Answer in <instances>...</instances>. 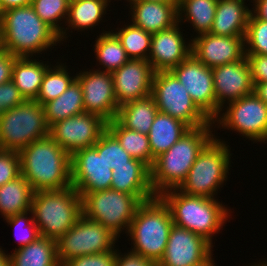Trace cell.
<instances>
[{
    "mask_svg": "<svg viewBox=\"0 0 267 266\" xmlns=\"http://www.w3.org/2000/svg\"><path fill=\"white\" fill-rule=\"evenodd\" d=\"M59 42V34L41 20L31 5L0 13L1 49L16 57L32 58Z\"/></svg>",
    "mask_w": 267,
    "mask_h": 266,
    "instance_id": "obj_1",
    "label": "cell"
},
{
    "mask_svg": "<svg viewBox=\"0 0 267 266\" xmlns=\"http://www.w3.org/2000/svg\"><path fill=\"white\" fill-rule=\"evenodd\" d=\"M19 155L21 175L34 192L72 186L71 155L50 136L22 148Z\"/></svg>",
    "mask_w": 267,
    "mask_h": 266,
    "instance_id": "obj_2",
    "label": "cell"
},
{
    "mask_svg": "<svg viewBox=\"0 0 267 266\" xmlns=\"http://www.w3.org/2000/svg\"><path fill=\"white\" fill-rule=\"evenodd\" d=\"M215 126L190 128L169 150L155 158L150 168V183L156 196L181 185L196 158L217 137L212 133Z\"/></svg>",
    "mask_w": 267,
    "mask_h": 266,
    "instance_id": "obj_3",
    "label": "cell"
},
{
    "mask_svg": "<svg viewBox=\"0 0 267 266\" xmlns=\"http://www.w3.org/2000/svg\"><path fill=\"white\" fill-rule=\"evenodd\" d=\"M159 197L168 206L174 225L201 235L211 244L213 235L231 218V209L218 199L187 195L177 188L166 190Z\"/></svg>",
    "mask_w": 267,
    "mask_h": 266,
    "instance_id": "obj_4",
    "label": "cell"
},
{
    "mask_svg": "<svg viewBox=\"0 0 267 266\" xmlns=\"http://www.w3.org/2000/svg\"><path fill=\"white\" fill-rule=\"evenodd\" d=\"M172 226L169 208L159 196L142 202L127 233L134 246L131 252L158 264L164 256Z\"/></svg>",
    "mask_w": 267,
    "mask_h": 266,
    "instance_id": "obj_5",
    "label": "cell"
},
{
    "mask_svg": "<svg viewBox=\"0 0 267 266\" xmlns=\"http://www.w3.org/2000/svg\"><path fill=\"white\" fill-rule=\"evenodd\" d=\"M33 220L40 236L58 240L82 215V198L73 186L34 192Z\"/></svg>",
    "mask_w": 267,
    "mask_h": 266,
    "instance_id": "obj_6",
    "label": "cell"
},
{
    "mask_svg": "<svg viewBox=\"0 0 267 266\" xmlns=\"http://www.w3.org/2000/svg\"><path fill=\"white\" fill-rule=\"evenodd\" d=\"M229 147L225 141L215 137L196 158L177 189L187 195L215 199L229 175L232 156Z\"/></svg>",
    "mask_w": 267,
    "mask_h": 266,
    "instance_id": "obj_7",
    "label": "cell"
},
{
    "mask_svg": "<svg viewBox=\"0 0 267 266\" xmlns=\"http://www.w3.org/2000/svg\"><path fill=\"white\" fill-rule=\"evenodd\" d=\"M49 133L44 108L35 100H26L0 114L1 149L20 151Z\"/></svg>",
    "mask_w": 267,
    "mask_h": 266,
    "instance_id": "obj_8",
    "label": "cell"
},
{
    "mask_svg": "<svg viewBox=\"0 0 267 266\" xmlns=\"http://www.w3.org/2000/svg\"><path fill=\"white\" fill-rule=\"evenodd\" d=\"M81 198L82 215L101 223L118 238L121 232L128 233L141 204L135 196L113 189L85 193Z\"/></svg>",
    "mask_w": 267,
    "mask_h": 266,
    "instance_id": "obj_9",
    "label": "cell"
},
{
    "mask_svg": "<svg viewBox=\"0 0 267 266\" xmlns=\"http://www.w3.org/2000/svg\"><path fill=\"white\" fill-rule=\"evenodd\" d=\"M151 95L158 111L182 121L189 128L214 125L193 102L186 87L171 71L155 72Z\"/></svg>",
    "mask_w": 267,
    "mask_h": 266,
    "instance_id": "obj_10",
    "label": "cell"
},
{
    "mask_svg": "<svg viewBox=\"0 0 267 266\" xmlns=\"http://www.w3.org/2000/svg\"><path fill=\"white\" fill-rule=\"evenodd\" d=\"M118 239L101 223L81 215L77 222L56 240L58 261L62 266L74 257L117 250L114 245Z\"/></svg>",
    "mask_w": 267,
    "mask_h": 266,
    "instance_id": "obj_11",
    "label": "cell"
},
{
    "mask_svg": "<svg viewBox=\"0 0 267 266\" xmlns=\"http://www.w3.org/2000/svg\"><path fill=\"white\" fill-rule=\"evenodd\" d=\"M213 123L217 128L233 130L251 141L267 143V104L254 92L225 105Z\"/></svg>",
    "mask_w": 267,
    "mask_h": 266,
    "instance_id": "obj_12",
    "label": "cell"
},
{
    "mask_svg": "<svg viewBox=\"0 0 267 266\" xmlns=\"http://www.w3.org/2000/svg\"><path fill=\"white\" fill-rule=\"evenodd\" d=\"M107 129V121L102 117L84 112L58 121L50 127L49 136L66 152L93 147Z\"/></svg>",
    "mask_w": 267,
    "mask_h": 266,
    "instance_id": "obj_13",
    "label": "cell"
},
{
    "mask_svg": "<svg viewBox=\"0 0 267 266\" xmlns=\"http://www.w3.org/2000/svg\"><path fill=\"white\" fill-rule=\"evenodd\" d=\"M171 72L186 87L197 107L213 121L216 118V97L212 68L205 66L191 53Z\"/></svg>",
    "mask_w": 267,
    "mask_h": 266,
    "instance_id": "obj_14",
    "label": "cell"
},
{
    "mask_svg": "<svg viewBox=\"0 0 267 266\" xmlns=\"http://www.w3.org/2000/svg\"><path fill=\"white\" fill-rule=\"evenodd\" d=\"M112 175L110 164L94 147L79 149L71 155L72 186L81 197L111 189Z\"/></svg>",
    "mask_w": 267,
    "mask_h": 266,
    "instance_id": "obj_15",
    "label": "cell"
},
{
    "mask_svg": "<svg viewBox=\"0 0 267 266\" xmlns=\"http://www.w3.org/2000/svg\"><path fill=\"white\" fill-rule=\"evenodd\" d=\"M76 79L83 91L85 112L96 114L109 122L116 119L119 109L114 93L112 74L99 69L80 71Z\"/></svg>",
    "mask_w": 267,
    "mask_h": 266,
    "instance_id": "obj_16",
    "label": "cell"
},
{
    "mask_svg": "<svg viewBox=\"0 0 267 266\" xmlns=\"http://www.w3.org/2000/svg\"><path fill=\"white\" fill-rule=\"evenodd\" d=\"M212 247L201 235L173 224L164 256L157 266H198L214 255Z\"/></svg>",
    "mask_w": 267,
    "mask_h": 266,
    "instance_id": "obj_17",
    "label": "cell"
},
{
    "mask_svg": "<svg viewBox=\"0 0 267 266\" xmlns=\"http://www.w3.org/2000/svg\"><path fill=\"white\" fill-rule=\"evenodd\" d=\"M216 97V117L225 111V104L234 102L254 91L247 58L212 68ZM223 109V110H222Z\"/></svg>",
    "mask_w": 267,
    "mask_h": 266,
    "instance_id": "obj_18",
    "label": "cell"
},
{
    "mask_svg": "<svg viewBox=\"0 0 267 266\" xmlns=\"http://www.w3.org/2000/svg\"><path fill=\"white\" fill-rule=\"evenodd\" d=\"M244 37L196 34L190 39L191 53L209 68L240 61L246 58Z\"/></svg>",
    "mask_w": 267,
    "mask_h": 266,
    "instance_id": "obj_19",
    "label": "cell"
},
{
    "mask_svg": "<svg viewBox=\"0 0 267 266\" xmlns=\"http://www.w3.org/2000/svg\"><path fill=\"white\" fill-rule=\"evenodd\" d=\"M111 74L119 105L151 95L155 71L148 60L129 59Z\"/></svg>",
    "mask_w": 267,
    "mask_h": 266,
    "instance_id": "obj_20",
    "label": "cell"
},
{
    "mask_svg": "<svg viewBox=\"0 0 267 266\" xmlns=\"http://www.w3.org/2000/svg\"><path fill=\"white\" fill-rule=\"evenodd\" d=\"M179 26L152 34L148 61L155 72L171 71L191 54L192 42H186Z\"/></svg>",
    "mask_w": 267,
    "mask_h": 266,
    "instance_id": "obj_21",
    "label": "cell"
},
{
    "mask_svg": "<svg viewBox=\"0 0 267 266\" xmlns=\"http://www.w3.org/2000/svg\"><path fill=\"white\" fill-rule=\"evenodd\" d=\"M130 5V20L135 26L154 34L178 23V3L126 0Z\"/></svg>",
    "mask_w": 267,
    "mask_h": 266,
    "instance_id": "obj_22",
    "label": "cell"
},
{
    "mask_svg": "<svg viewBox=\"0 0 267 266\" xmlns=\"http://www.w3.org/2000/svg\"><path fill=\"white\" fill-rule=\"evenodd\" d=\"M111 189L135 196L141 203L156 197L150 183V168L138 159L112 170Z\"/></svg>",
    "mask_w": 267,
    "mask_h": 266,
    "instance_id": "obj_23",
    "label": "cell"
},
{
    "mask_svg": "<svg viewBox=\"0 0 267 266\" xmlns=\"http://www.w3.org/2000/svg\"><path fill=\"white\" fill-rule=\"evenodd\" d=\"M245 0H218L210 33L220 36H245L251 9Z\"/></svg>",
    "mask_w": 267,
    "mask_h": 266,
    "instance_id": "obj_24",
    "label": "cell"
},
{
    "mask_svg": "<svg viewBox=\"0 0 267 266\" xmlns=\"http://www.w3.org/2000/svg\"><path fill=\"white\" fill-rule=\"evenodd\" d=\"M189 129L182 121L158 111L147 134L152 153V166L155 158L169 150Z\"/></svg>",
    "mask_w": 267,
    "mask_h": 266,
    "instance_id": "obj_25",
    "label": "cell"
},
{
    "mask_svg": "<svg viewBox=\"0 0 267 266\" xmlns=\"http://www.w3.org/2000/svg\"><path fill=\"white\" fill-rule=\"evenodd\" d=\"M32 57H17L12 67L11 80L26 100H35L39 94L41 83L46 73L48 61ZM42 61V62H41Z\"/></svg>",
    "mask_w": 267,
    "mask_h": 266,
    "instance_id": "obj_26",
    "label": "cell"
},
{
    "mask_svg": "<svg viewBox=\"0 0 267 266\" xmlns=\"http://www.w3.org/2000/svg\"><path fill=\"white\" fill-rule=\"evenodd\" d=\"M111 0H72L69 4L68 17L66 20V29L59 34L60 41L66 40L69 34L67 29L84 31L93 29L105 15L107 6ZM70 27V28H69ZM67 35V36H66Z\"/></svg>",
    "mask_w": 267,
    "mask_h": 266,
    "instance_id": "obj_27",
    "label": "cell"
},
{
    "mask_svg": "<svg viewBox=\"0 0 267 266\" xmlns=\"http://www.w3.org/2000/svg\"><path fill=\"white\" fill-rule=\"evenodd\" d=\"M157 112L154 97L149 95L120 105L116 120L127 129L148 134Z\"/></svg>",
    "mask_w": 267,
    "mask_h": 266,
    "instance_id": "obj_28",
    "label": "cell"
},
{
    "mask_svg": "<svg viewBox=\"0 0 267 266\" xmlns=\"http://www.w3.org/2000/svg\"><path fill=\"white\" fill-rule=\"evenodd\" d=\"M8 256L10 266H61L56 240L42 236Z\"/></svg>",
    "mask_w": 267,
    "mask_h": 266,
    "instance_id": "obj_29",
    "label": "cell"
},
{
    "mask_svg": "<svg viewBox=\"0 0 267 266\" xmlns=\"http://www.w3.org/2000/svg\"><path fill=\"white\" fill-rule=\"evenodd\" d=\"M34 191L20 175L0 187V214L3 220L31 210Z\"/></svg>",
    "mask_w": 267,
    "mask_h": 266,
    "instance_id": "obj_30",
    "label": "cell"
},
{
    "mask_svg": "<svg viewBox=\"0 0 267 266\" xmlns=\"http://www.w3.org/2000/svg\"><path fill=\"white\" fill-rule=\"evenodd\" d=\"M42 106L49 127L58 121L84 113L83 91L78 80L75 79L59 97Z\"/></svg>",
    "mask_w": 267,
    "mask_h": 266,
    "instance_id": "obj_31",
    "label": "cell"
},
{
    "mask_svg": "<svg viewBox=\"0 0 267 266\" xmlns=\"http://www.w3.org/2000/svg\"><path fill=\"white\" fill-rule=\"evenodd\" d=\"M217 1L179 0L177 6L178 22L180 25L181 22H189L198 35L210 33L216 13Z\"/></svg>",
    "mask_w": 267,
    "mask_h": 266,
    "instance_id": "obj_32",
    "label": "cell"
},
{
    "mask_svg": "<svg viewBox=\"0 0 267 266\" xmlns=\"http://www.w3.org/2000/svg\"><path fill=\"white\" fill-rule=\"evenodd\" d=\"M107 129L132 158L142 161L149 168L152 167V153L147 134L127 129L116 119L107 122Z\"/></svg>",
    "mask_w": 267,
    "mask_h": 266,
    "instance_id": "obj_33",
    "label": "cell"
},
{
    "mask_svg": "<svg viewBox=\"0 0 267 266\" xmlns=\"http://www.w3.org/2000/svg\"><path fill=\"white\" fill-rule=\"evenodd\" d=\"M95 41L94 53L98 64L103 65V71L112 73L129 60L121 41L112 30L104 32L103 29Z\"/></svg>",
    "mask_w": 267,
    "mask_h": 266,
    "instance_id": "obj_34",
    "label": "cell"
},
{
    "mask_svg": "<svg viewBox=\"0 0 267 266\" xmlns=\"http://www.w3.org/2000/svg\"><path fill=\"white\" fill-rule=\"evenodd\" d=\"M127 25L117 28L118 31L113 33L121 41L129 59L148 60L152 34L133 23Z\"/></svg>",
    "mask_w": 267,
    "mask_h": 266,
    "instance_id": "obj_35",
    "label": "cell"
},
{
    "mask_svg": "<svg viewBox=\"0 0 267 266\" xmlns=\"http://www.w3.org/2000/svg\"><path fill=\"white\" fill-rule=\"evenodd\" d=\"M57 63L56 66L50 64L44 75L39 94L35 99L41 105L59 97L76 79V75L70 76L67 66Z\"/></svg>",
    "mask_w": 267,
    "mask_h": 266,
    "instance_id": "obj_36",
    "label": "cell"
},
{
    "mask_svg": "<svg viewBox=\"0 0 267 266\" xmlns=\"http://www.w3.org/2000/svg\"><path fill=\"white\" fill-rule=\"evenodd\" d=\"M70 0H32L31 6L41 20L47 23L58 34L64 27L61 21L67 20ZM64 19V20H63ZM60 24V25H59Z\"/></svg>",
    "mask_w": 267,
    "mask_h": 266,
    "instance_id": "obj_37",
    "label": "cell"
},
{
    "mask_svg": "<svg viewBox=\"0 0 267 266\" xmlns=\"http://www.w3.org/2000/svg\"><path fill=\"white\" fill-rule=\"evenodd\" d=\"M93 147L97 150L98 154H102L112 170L115 166L129 165V161L133 159L108 129L101 134Z\"/></svg>",
    "mask_w": 267,
    "mask_h": 266,
    "instance_id": "obj_38",
    "label": "cell"
},
{
    "mask_svg": "<svg viewBox=\"0 0 267 266\" xmlns=\"http://www.w3.org/2000/svg\"><path fill=\"white\" fill-rule=\"evenodd\" d=\"M244 38L246 55H267V22L252 12Z\"/></svg>",
    "mask_w": 267,
    "mask_h": 266,
    "instance_id": "obj_39",
    "label": "cell"
},
{
    "mask_svg": "<svg viewBox=\"0 0 267 266\" xmlns=\"http://www.w3.org/2000/svg\"><path fill=\"white\" fill-rule=\"evenodd\" d=\"M28 214L31 216H29ZM5 220L8 225H10L12 228H14V230L17 231L16 233H18V230L21 231L20 229L22 227L24 229L26 228V226H28L27 227L28 231H25L24 235L22 234L23 236L15 233V236L18 239L17 241L19 243L18 248H15V250L20 249L23 246H27L31 242H34L39 237H41L39 229L33 220V214L31 210L21 213V214H16L12 217L6 218Z\"/></svg>",
    "mask_w": 267,
    "mask_h": 266,
    "instance_id": "obj_40",
    "label": "cell"
},
{
    "mask_svg": "<svg viewBox=\"0 0 267 266\" xmlns=\"http://www.w3.org/2000/svg\"><path fill=\"white\" fill-rule=\"evenodd\" d=\"M21 175L20 155L15 150H0V187Z\"/></svg>",
    "mask_w": 267,
    "mask_h": 266,
    "instance_id": "obj_41",
    "label": "cell"
},
{
    "mask_svg": "<svg viewBox=\"0 0 267 266\" xmlns=\"http://www.w3.org/2000/svg\"><path fill=\"white\" fill-rule=\"evenodd\" d=\"M117 250L78 256L67 260L62 266H115Z\"/></svg>",
    "mask_w": 267,
    "mask_h": 266,
    "instance_id": "obj_42",
    "label": "cell"
},
{
    "mask_svg": "<svg viewBox=\"0 0 267 266\" xmlns=\"http://www.w3.org/2000/svg\"><path fill=\"white\" fill-rule=\"evenodd\" d=\"M25 101L26 99L20 93L12 80L0 85V114L22 104Z\"/></svg>",
    "mask_w": 267,
    "mask_h": 266,
    "instance_id": "obj_43",
    "label": "cell"
},
{
    "mask_svg": "<svg viewBox=\"0 0 267 266\" xmlns=\"http://www.w3.org/2000/svg\"><path fill=\"white\" fill-rule=\"evenodd\" d=\"M253 83L267 82V55H246Z\"/></svg>",
    "mask_w": 267,
    "mask_h": 266,
    "instance_id": "obj_44",
    "label": "cell"
},
{
    "mask_svg": "<svg viewBox=\"0 0 267 266\" xmlns=\"http://www.w3.org/2000/svg\"><path fill=\"white\" fill-rule=\"evenodd\" d=\"M115 266H157V264L154 261L131 251L121 254L117 249Z\"/></svg>",
    "mask_w": 267,
    "mask_h": 266,
    "instance_id": "obj_45",
    "label": "cell"
},
{
    "mask_svg": "<svg viewBox=\"0 0 267 266\" xmlns=\"http://www.w3.org/2000/svg\"><path fill=\"white\" fill-rule=\"evenodd\" d=\"M17 57L5 50H0V85L11 80L12 67Z\"/></svg>",
    "mask_w": 267,
    "mask_h": 266,
    "instance_id": "obj_46",
    "label": "cell"
},
{
    "mask_svg": "<svg viewBox=\"0 0 267 266\" xmlns=\"http://www.w3.org/2000/svg\"><path fill=\"white\" fill-rule=\"evenodd\" d=\"M253 10L251 12L261 20L267 22V0H253Z\"/></svg>",
    "mask_w": 267,
    "mask_h": 266,
    "instance_id": "obj_47",
    "label": "cell"
},
{
    "mask_svg": "<svg viewBox=\"0 0 267 266\" xmlns=\"http://www.w3.org/2000/svg\"><path fill=\"white\" fill-rule=\"evenodd\" d=\"M32 0H0V13L5 10L31 5Z\"/></svg>",
    "mask_w": 267,
    "mask_h": 266,
    "instance_id": "obj_48",
    "label": "cell"
},
{
    "mask_svg": "<svg viewBox=\"0 0 267 266\" xmlns=\"http://www.w3.org/2000/svg\"><path fill=\"white\" fill-rule=\"evenodd\" d=\"M263 102L267 104V82L254 83L253 91Z\"/></svg>",
    "mask_w": 267,
    "mask_h": 266,
    "instance_id": "obj_49",
    "label": "cell"
},
{
    "mask_svg": "<svg viewBox=\"0 0 267 266\" xmlns=\"http://www.w3.org/2000/svg\"><path fill=\"white\" fill-rule=\"evenodd\" d=\"M0 248V266H10L9 256Z\"/></svg>",
    "mask_w": 267,
    "mask_h": 266,
    "instance_id": "obj_50",
    "label": "cell"
},
{
    "mask_svg": "<svg viewBox=\"0 0 267 266\" xmlns=\"http://www.w3.org/2000/svg\"><path fill=\"white\" fill-rule=\"evenodd\" d=\"M213 255L204 263L198 265V266H216L215 262H214V258H212Z\"/></svg>",
    "mask_w": 267,
    "mask_h": 266,
    "instance_id": "obj_51",
    "label": "cell"
},
{
    "mask_svg": "<svg viewBox=\"0 0 267 266\" xmlns=\"http://www.w3.org/2000/svg\"><path fill=\"white\" fill-rule=\"evenodd\" d=\"M147 2L179 3V0H140Z\"/></svg>",
    "mask_w": 267,
    "mask_h": 266,
    "instance_id": "obj_52",
    "label": "cell"
},
{
    "mask_svg": "<svg viewBox=\"0 0 267 266\" xmlns=\"http://www.w3.org/2000/svg\"><path fill=\"white\" fill-rule=\"evenodd\" d=\"M259 261H260V263H258V264H261L263 266H267V260L266 261H262V262H261V260H259Z\"/></svg>",
    "mask_w": 267,
    "mask_h": 266,
    "instance_id": "obj_53",
    "label": "cell"
}]
</instances>
